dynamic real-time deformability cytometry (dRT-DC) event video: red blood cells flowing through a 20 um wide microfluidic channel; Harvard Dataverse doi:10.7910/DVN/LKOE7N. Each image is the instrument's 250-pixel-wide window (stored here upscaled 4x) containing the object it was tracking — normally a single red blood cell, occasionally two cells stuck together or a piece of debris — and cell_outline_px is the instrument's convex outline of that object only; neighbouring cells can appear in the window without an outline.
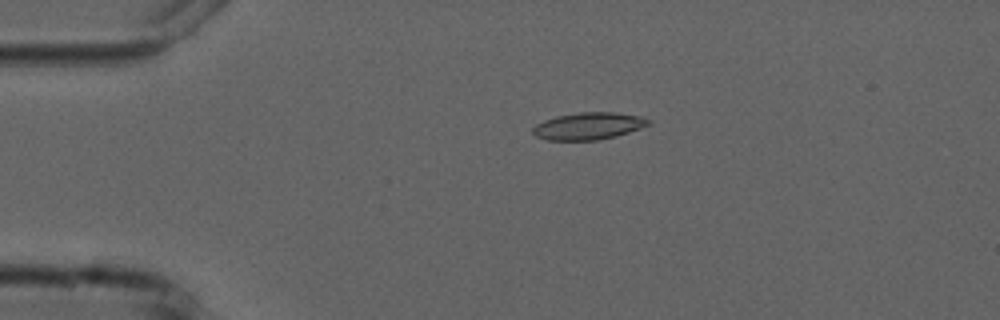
{"species": "common noctule bat (a hibernating species)", "species_latin": "Nyctalus noctula", "temperature_condition": "cold", "stored_images_in_passage": 5, "camera_frame_rate_fps": 3000, "um_per_image_px": 0.085, "animal": {"sex": "male", "forearm_length_mm": 52.5}, "frame": {"image": 1, "passage_image": 4, "time_ms": 3.333, "image_size_px": [1000, 320], "cell_outline_px": [[652, 120], [648, 124], [640, 128], [616, 136], [596, 140], [548, 140], [536, 136], [532, 132], [532, 128], [536, 124], [544, 120], [556, 116], [580, 112], [616, 112], [640, 116]], "centroid_in_image_um": [50.0, 10.7], "position_along_channel_um": 35.0, "area_um2": 18.21}}